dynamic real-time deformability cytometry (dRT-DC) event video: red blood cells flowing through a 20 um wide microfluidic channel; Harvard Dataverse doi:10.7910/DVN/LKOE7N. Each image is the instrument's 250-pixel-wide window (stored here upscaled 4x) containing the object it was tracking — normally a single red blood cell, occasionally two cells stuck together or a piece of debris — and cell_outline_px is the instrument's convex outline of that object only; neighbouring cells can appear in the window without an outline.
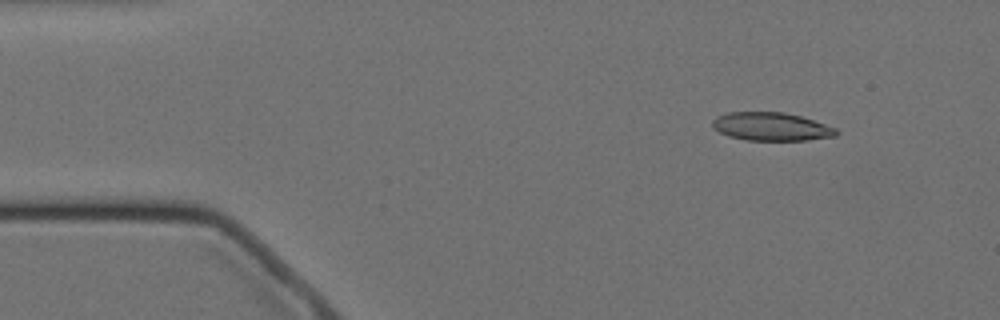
{"species": "Egyptian fruit bat (a non-hibernating species)", "species_latin": "Rousettus aegyptiacus", "temperature_condition": "cold", "stored_images_in_passage": 57, "camera_frame_rate_fps": 3000, "um_per_image_px": 0.085, "animal": {"sex": "female"}, "frame": {"image": 1, "passage_image": 6, "time_ms": 1.667, "image_size_px": [1000, 320], "cell_outline_px": [[840, 132], [836, 136], [808, 140], [744, 140], [728, 136], [712, 128], [712, 120], [716, 116], [728, 112], [784, 112], [800, 116], [836, 128]], "centroid_in_image_um": [65.53, 10.76], "position_along_channel_um": 19.5, "area_um2": 20.46}}
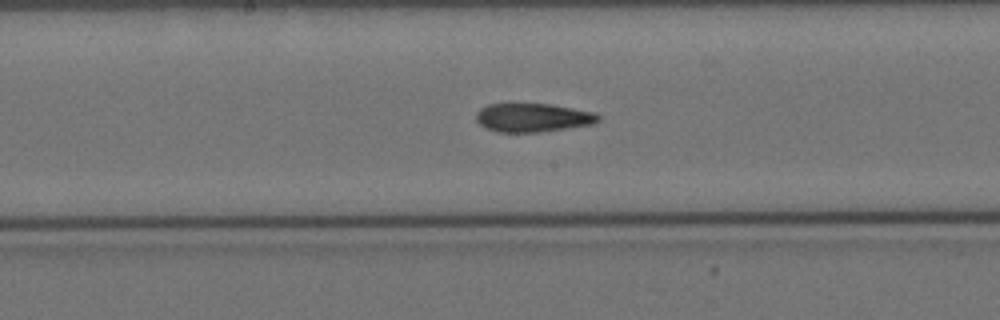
{"frame": {"image": 2, "passage_image": 28, "time_ms": 9.0, "image_size_px": [1000, 320], "cell_outline_px": [[600, 120], [596, 124], [540, 132], [496, 132], [480, 124], [476, 120], [476, 112], [480, 108], [488, 104], [552, 104], [596, 112], [600, 116]], "centroid_in_image_um": [45.34, 10.0], "position_along_channel_um": 202.9, "area_um2": 20.58}}
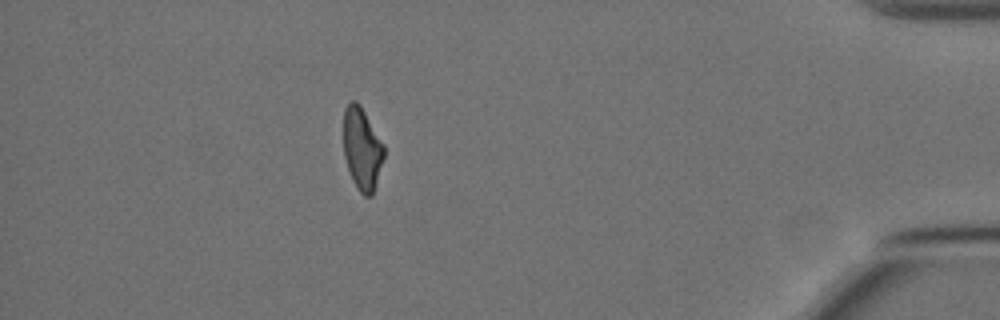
{"frame": {"image": 3, "passage_image": 50, "time_ms": 16.333, "image_size_px": [1000, 320], "cell_outline_px": [[384, 156], [372, 196], [364, 196], [356, 188], [352, 180], [344, 156], [344, 108], [348, 100], [356, 100], [360, 104], [384, 144]], "centroid_in_image_um": [30.76, 12.61], "position_along_channel_um": 404.4, "area_um2": 19.48}, "authors_computed_cell_mechanics": {"area_um2": 20.7502, "velocity_mm_per_s": 3.4842, "shape_relaxation_time_tau1_ms": null, "shape_relaxation_time_tau2_ms": 3.7971, "deformation_change_tau1": null, "deformation_change_tau2": 0.1214}}